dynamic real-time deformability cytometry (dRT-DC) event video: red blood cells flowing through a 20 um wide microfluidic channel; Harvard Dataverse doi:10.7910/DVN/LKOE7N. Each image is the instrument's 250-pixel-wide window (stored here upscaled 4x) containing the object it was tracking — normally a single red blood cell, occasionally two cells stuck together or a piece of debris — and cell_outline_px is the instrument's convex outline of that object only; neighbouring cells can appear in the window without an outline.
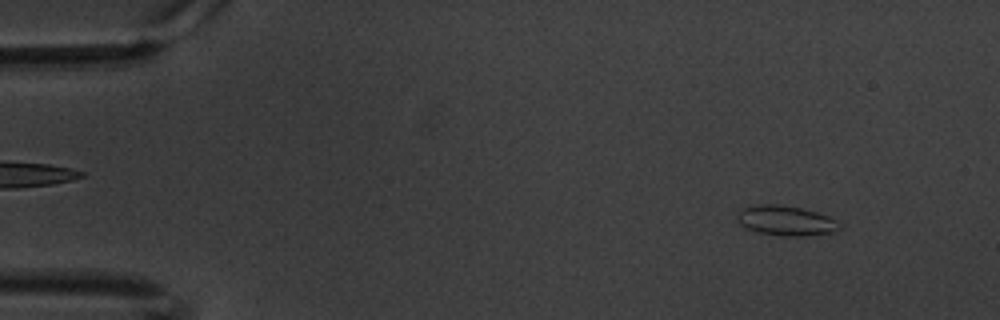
{"species": "common noctule bat (a hibernating species)", "species_latin": "Nyctalus noctula", "temperature_condition": "warm", "stored_images_in_passage": 60, "camera_frame_rate_fps": 3000, "um_per_image_px": 0.085, "animal": {"sex": "male", "body_mass_g": 20.1, "forearm_length_mm": 53.5}, "frame": {"image": 1, "passage_image": 6, "time_ms": 1.667, "image_size_px": [1000, 320], "cell_outline_px": [[840, 228], [832, 232], [804, 236], [784, 236], [756, 232], [740, 224], [736, 216], [736, 212], [744, 208], [760, 204], [776, 204], [800, 208], [816, 212], [828, 216], [836, 220], [840, 224]], "centroid_in_image_um": [66.78, 18.76], "position_along_channel_um": 18.2, "area_um2": 17.69}}
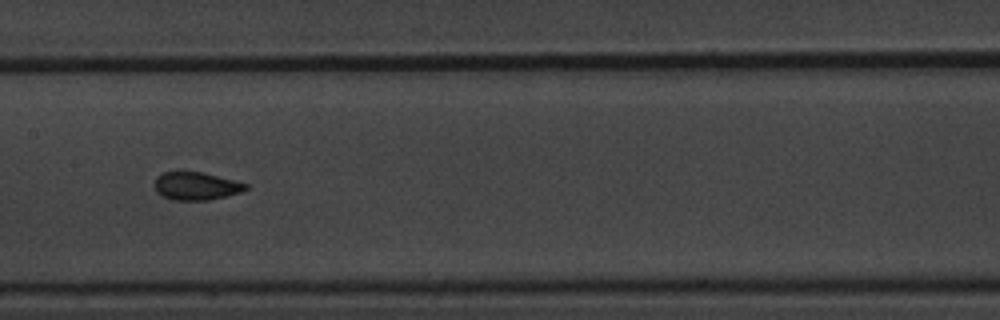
{"frame": {"image": 2, "passage_image": 30, "time_ms": 9.667, "image_size_px": [1000, 320], "cell_outline_px": [[248, 188], [240, 192], [208, 200], [172, 200], [160, 196], [156, 192], [152, 184], [156, 176], [164, 172], [204, 172], [236, 180], [248, 184]], "centroid_in_image_um": [16.62, 15.81], "position_along_channel_um": 190.8, "area_um2": 15.09}}
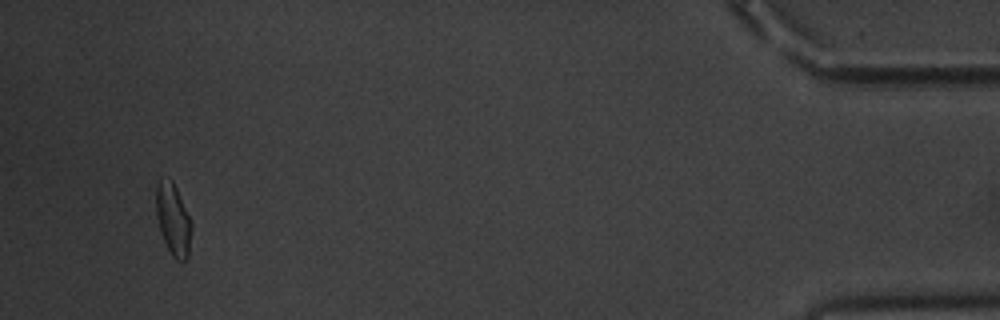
{"frame": {"image": 3, "passage_image": 57, "time_ms": 18.667, "image_size_px": [1000, 320], "cell_outline_px": [[192, 228], [188, 256], [184, 260], [176, 260], [172, 256], [160, 232], [156, 216], [156, 184], [160, 180], [172, 180], [176, 188], [192, 224]], "centroid_in_image_um": [14.71, 18.68], "position_along_channel_um": 420.5, "area_um2": 14.57}, "authors_computed_cell_mechanics": {"area_um2": 15.0569, "velocity_mm_per_s": 3.3745, "shape_relaxation_time_tau1_ms": 3.5556, "shape_relaxation_time_tau2_ms": 1.3056, "deformation_change_tau1": 0.1025, "deformation_change_tau2": 0.0515}}